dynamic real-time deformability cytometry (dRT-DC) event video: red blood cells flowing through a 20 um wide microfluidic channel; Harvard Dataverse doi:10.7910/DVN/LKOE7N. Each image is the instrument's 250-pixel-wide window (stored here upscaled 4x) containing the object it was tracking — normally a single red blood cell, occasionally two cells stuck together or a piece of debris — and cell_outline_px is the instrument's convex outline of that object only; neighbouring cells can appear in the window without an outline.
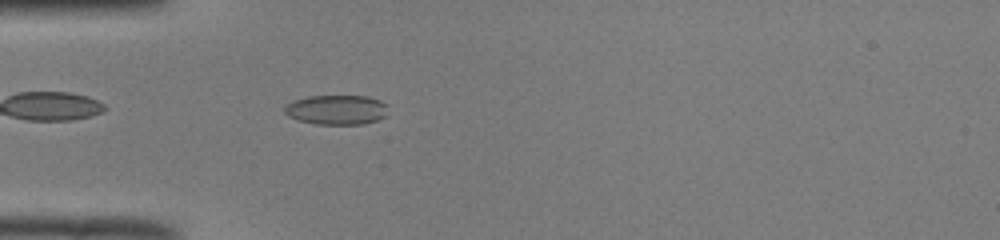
{"species": "common noctule bat (a hibernating species)", "species_latin": "Nyctalus noctula", "temperature_condition": "room temperature", "stored_images_in_passage": 40, "camera_frame_rate_fps": 3000, "um_per_image_px": 0.085, "animal": {"sex": "male", "body_mass_g": 19.0, "forearm_length_mm": 50.8}, "frame": {"image": 1, "passage_image": 4, "time_ms": 1.0, "image_size_px": [1000, 240], "cell_outline_px": [[388, 104], [384, 116], [376, 120], [364, 124], [316, 124], [300, 120], [288, 116], [284, 112], [284, 108], [288, 104], [296, 100], [308, 96], [368, 96], [380, 100]], "centroid_in_image_um": [28.63, 9.32], "position_along_channel_um": 56.4, "area_um2": 17.74}}
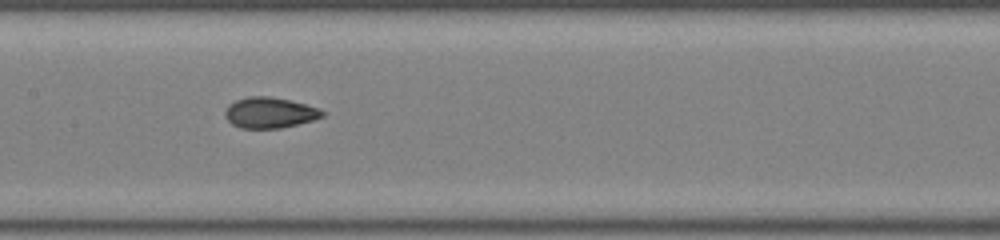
{"frame": {"image": 2, "passage_image": 14, "time_ms": 4.333, "image_size_px": [1000, 240], "cell_outline_px": [[324, 116], [312, 120], [280, 128], [240, 128], [232, 124], [224, 116], [224, 112], [228, 104], [236, 100], [248, 96], [268, 96], [292, 100], [320, 108], [324, 112]], "centroid_in_image_um": [22.91, 9.56], "position_along_channel_um": 184.5, "area_um2": 17.51}}
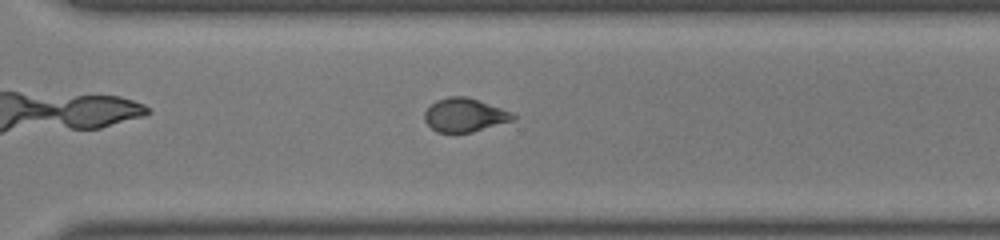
{"frame": {"image": 3, "passage_image": 25, "time_ms": 8.0, "image_size_px": [1000, 240], "cell_outline_px": [[516, 120], [472, 132], [436, 132], [424, 120], [424, 112], [436, 100], [448, 96], [464, 96], [512, 112], [516, 116]], "centroid_in_image_um": [39.49, 9.79], "position_along_channel_um": 331.1, "area_um2": 17.17}, "authors_computed_cell_mechanics": {"area_um2": 17.7446, "velocity_mm_per_s": 4.0043, "shape_relaxation_time_tau1_ms": 9.9752, "shape_relaxation_time_tau2_ms": 1.8617, "deformation_change_tau1": 0.2047, "deformation_change_tau2": 0.0528}}